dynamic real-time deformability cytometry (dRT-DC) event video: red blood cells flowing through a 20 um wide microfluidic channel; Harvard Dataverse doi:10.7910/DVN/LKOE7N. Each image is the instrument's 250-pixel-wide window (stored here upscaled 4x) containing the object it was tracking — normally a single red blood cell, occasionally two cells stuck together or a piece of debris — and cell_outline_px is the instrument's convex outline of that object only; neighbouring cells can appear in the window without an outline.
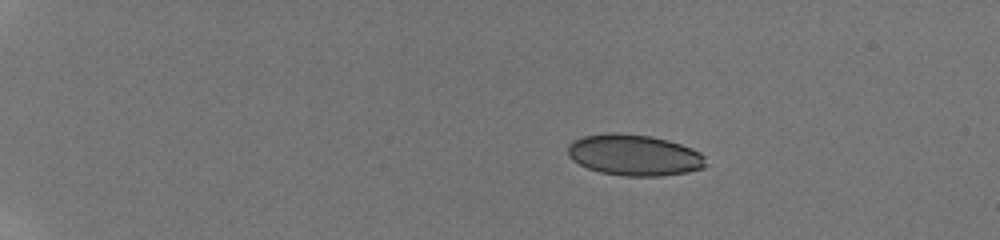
{"species": "human", "species_latin": "Homo sapiens", "temperature_condition": "room temperature", "stored_images_in_passage": 12, "camera_frame_rate_fps": 3000, "um_per_image_px": 0.085, "donor": {"sex": "male"}, "frame": {"image": 1, "passage_image": 1, "time_ms": 0.0, "image_size_px": [1000, 240], "cell_outline_px": [[704, 168], [688, 172], [660, 176], [624, 176], [600, 172], [588, 168], [572, 160], [568, 156], [568, 144], [572, 140], [584, 136], [604, 132], [620, 132], [652, 136], [668, 140], [680, 144], [700, 152], [704, 156]], "centroid_in_image_um": [53.87, 13.17], "position_along_channel_um": 31.1, "area_um2": 33.29}}
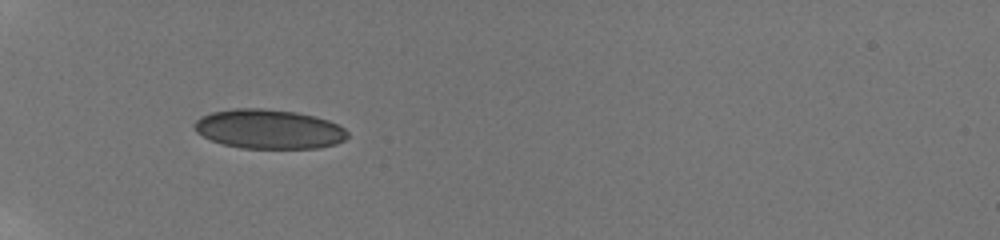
{"frame": {"image": 2, "passage_image": 10, "time_ms": 3.333, "image_size_px": [1000, 240], "cell_outline_px": [[348, 136], [344, 140], [336, 144], [320, 148], [240, 148], [224, 144], [212, 140], [196, 132], [196, 120], [200, 116], [212, 112], [232, 108], [264, 108], [296, 112], [316, 116], [328, 120], [344, 128], [348, 132]], "centroid_in_image_um": [22.88, 10.97], "position_along_channel_um": 62.1, "area_um2": 35.14}}